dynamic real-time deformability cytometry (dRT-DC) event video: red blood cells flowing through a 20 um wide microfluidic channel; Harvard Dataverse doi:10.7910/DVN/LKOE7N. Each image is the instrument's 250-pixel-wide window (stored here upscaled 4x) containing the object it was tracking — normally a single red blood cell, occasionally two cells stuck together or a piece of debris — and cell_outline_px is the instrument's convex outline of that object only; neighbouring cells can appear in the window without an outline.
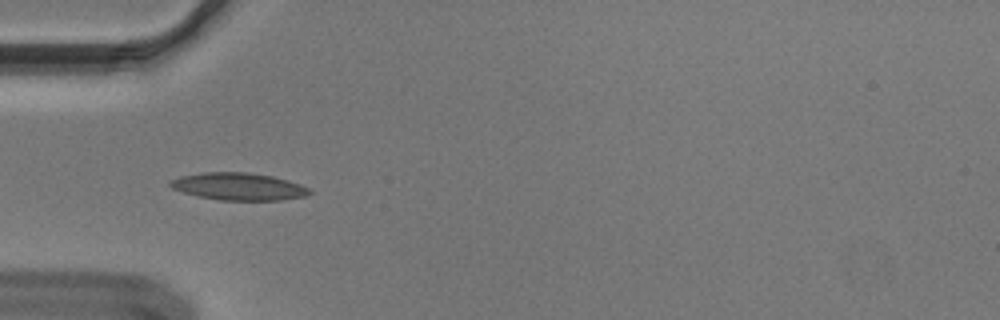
{"species": "Egyptian fruit bat (a non-hibernating species)", "species_latin": "Rousettus aegyptiacus", "temperature_condition": "cold", "stored_images_in_passage": 6, "camera_frame_rate_fps": 3000, "um_per_image_px": 0.085, "animal": {"sex": "male"}, "frame": {"image": 1, "passage_image": 1, "time_ms": 0.0, "image_size_px": [1000, 320], "cell_outline_px": [[312, 192], [304, 196], [280, 200], [220, 200], [200, 196], [184, 192], [172, 188], [168, 184], [168, 180], [180, 176], [204, 172], [244, 172], [272, 176], [288, 180], [300, 184], [308, 188]], "centroid_in_image_um": [20.26, 15.84], "position_along_channel_um": 64.7, "area_um2": 22.02}}